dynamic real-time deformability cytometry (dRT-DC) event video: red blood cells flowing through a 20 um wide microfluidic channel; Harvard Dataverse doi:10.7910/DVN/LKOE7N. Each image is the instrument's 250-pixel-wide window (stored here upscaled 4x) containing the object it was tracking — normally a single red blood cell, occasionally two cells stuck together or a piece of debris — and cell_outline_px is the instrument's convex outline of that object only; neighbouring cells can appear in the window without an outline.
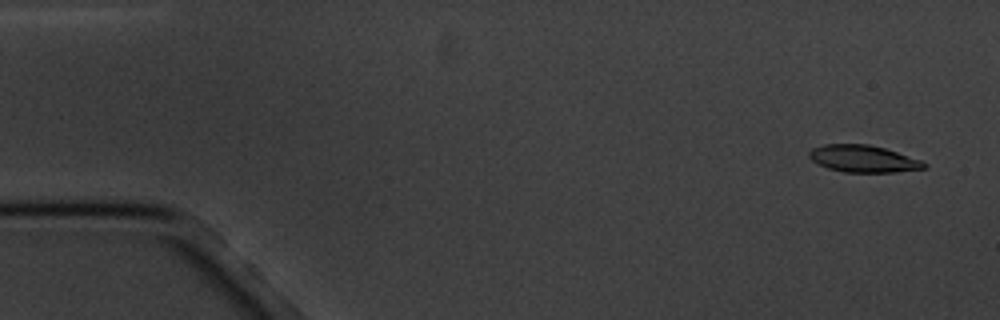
{"species": "common noctule bat (a hibernating species)", "species_latin": "Nyctalus noctula", "temperature_condition": "cold", "stored_images_in_passage": 5, "camera_frame_rate_fps": 3000, "um_per_image_px": 0.085, "animal": {"sex": "male", "body_mass_g": 20.1, "forearm_length_mm": 53.5}, "frame": {"image": 1, "passage_image": 1, "time_ms": 0.0, "image_size_px": [1000, 320], "cell_outline_px": [[928, 164], [924, 168], [896, 172], [844, 172], [828, 168], [812, 160], [808, 156], [808, 152], [812, 148], [824, 144], [868, 144], [884, 148], [920, 160]], "centroid_in_image_um": [73.35, 13.49], "position_along_channel_um": 11.7, "area_um2": 17.92}}
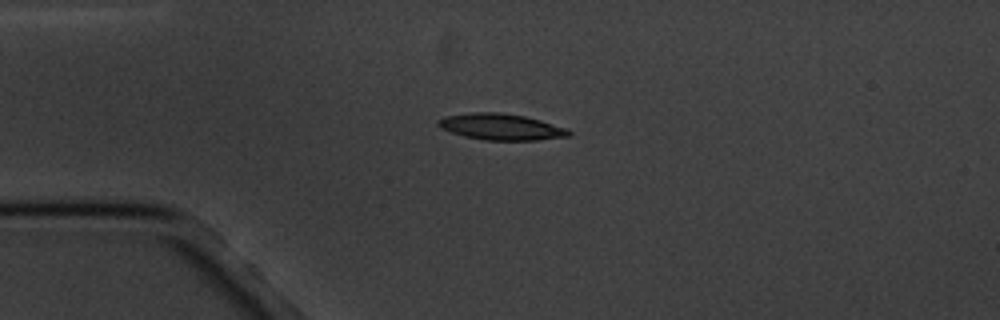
{"frame": {"image": 2, "passage_image": 4, "time_ms": 3.667, "image_size_px": [1000, 320], "cell_outline_px": [[572, 132], [568, 136], [536, 140], [484, 140], [464, 136], [440, 128], [436, 124], [436, 120], [444, 116], [472, 112], [500, 112], [524, 116], [540, 120], [568, 128]], "centroid_in_image_um": [42.56, 10.77], "position_along_channel_um": 42.4, "area_um2": 20.06}}